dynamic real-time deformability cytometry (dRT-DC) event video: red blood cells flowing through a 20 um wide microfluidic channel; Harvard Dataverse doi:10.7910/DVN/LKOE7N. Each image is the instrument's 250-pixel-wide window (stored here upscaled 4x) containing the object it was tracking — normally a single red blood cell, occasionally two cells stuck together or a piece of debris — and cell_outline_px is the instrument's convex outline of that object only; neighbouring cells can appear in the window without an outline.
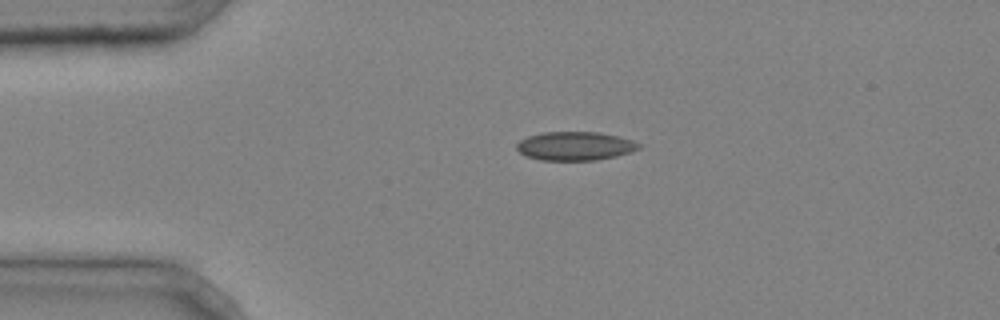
{"species": "common noctule bat (a hibernating species)", "species_latin": "Nyctalus noctula", "temperature_condition": "cold", "stored_images_in_passage": 2, "camera_frame_rate_fps": 3000, "um_per_image_px": 0.085, "animal": {"sex": "male", "body_mass_g": 20.4}, "frame": {"image": 1, "passage_image": 1, "time_ms": 0.0, "image_size_px": [1000, 320], "cell_outline_px": [[640, 148], [616, 156], [596, 160], [540, 160], [524, 156], [516, 148], [516, 144], [520, 140], [528, 136], [544, 132], [600, 132], [632, 140], [640, 144]], "centroid_in_image_um": [48.84, 12.41], "position_along_channel_um": 36.2, "area_um2": 20.35}}